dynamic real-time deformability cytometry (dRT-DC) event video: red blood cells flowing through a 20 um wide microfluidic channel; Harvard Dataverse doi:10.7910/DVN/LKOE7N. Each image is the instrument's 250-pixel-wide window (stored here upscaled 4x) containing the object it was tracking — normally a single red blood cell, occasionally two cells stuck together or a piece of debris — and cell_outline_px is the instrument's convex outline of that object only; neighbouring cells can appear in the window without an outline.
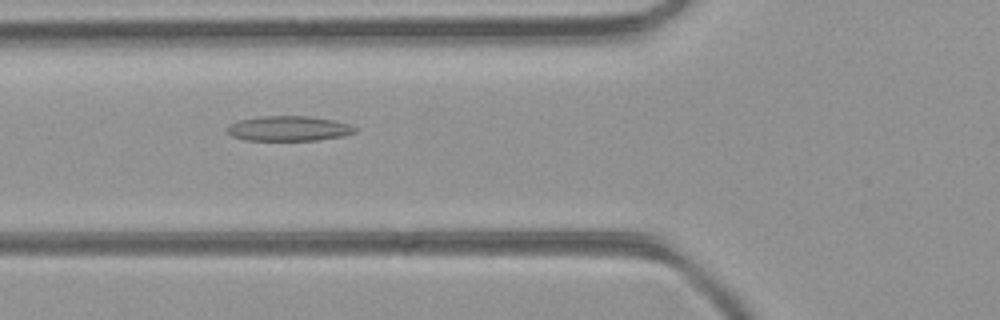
{"species": "common noctule bat (a hibernating species)", "species_latin": "Nyctalus noctula", "temperature_condition": "room temperature", "stored_images_in_passage": 46, "camera_frame_rate_fps": 3000, "um_per_image_px": 0.085, "animal": {"sex": "female", "body_mass_g": 21.9}, "frame": {"image": 1, "passage_image": 17, "time_ms": 5.333, "image_size_px": [1000, 320], "cell_outline_px": [[360, 128], [356, 132], [344, 136], [316, 140], [244, 140], [232, 136], [228, 132], [228, 128], [232, 124], [240, 120], [260, 116], [308, 116], [336, 120]], "centroid_in_image_um": [24.62, 10.92], "position_along_channel_um": 101.2, "area_um2": 18.61}}
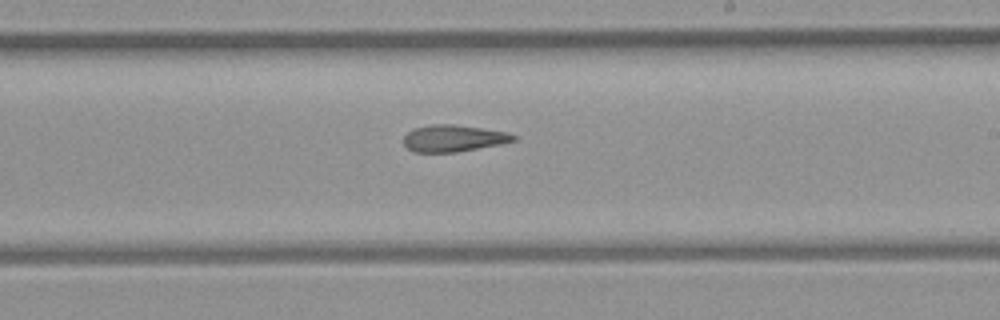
{"frame": {"image": 2, "passage_image": 27, "time_ms": 8.667, "image_size_px": [1000, 320], "cell_outline_px": [[516, 140], [500, 144], [456, 152], [412, 152], [404, 144], [404, 136], [412, 128], [432, 124], [452, 124], [508, 132], [516, 136]], "centroid_in_image_um": [38.51, 11.75], "position_along_channel_um": 250.5, "area_um2": 17.05}}
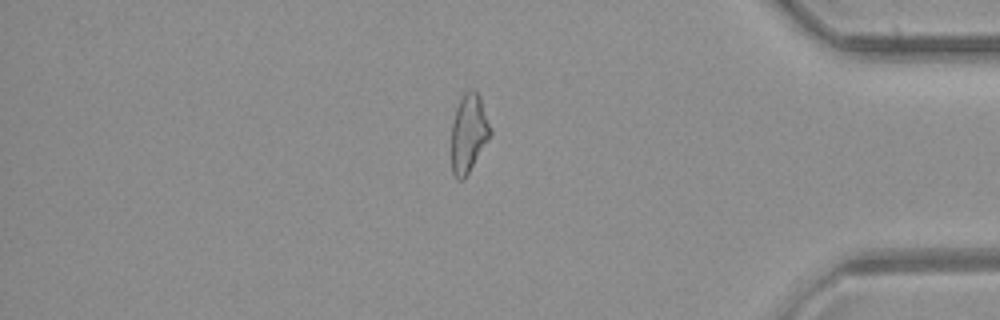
{"frame": {"image": 3, "passage_image": 39, "time_ms": 12.667, "image_size_px": [1000, 320], "cell_outline_px": [[492, 132], [488, 140], [464, 180], [456, 180], [452, 172], [452, 124], [456, 108], [464, 92], [468, 88], [472, 88], [480, 96], [492, 128]], "centroid_in_image_um": [39.85, 11.31], "position_along_channel_um": 395.4, "area_um2": 17.86}}